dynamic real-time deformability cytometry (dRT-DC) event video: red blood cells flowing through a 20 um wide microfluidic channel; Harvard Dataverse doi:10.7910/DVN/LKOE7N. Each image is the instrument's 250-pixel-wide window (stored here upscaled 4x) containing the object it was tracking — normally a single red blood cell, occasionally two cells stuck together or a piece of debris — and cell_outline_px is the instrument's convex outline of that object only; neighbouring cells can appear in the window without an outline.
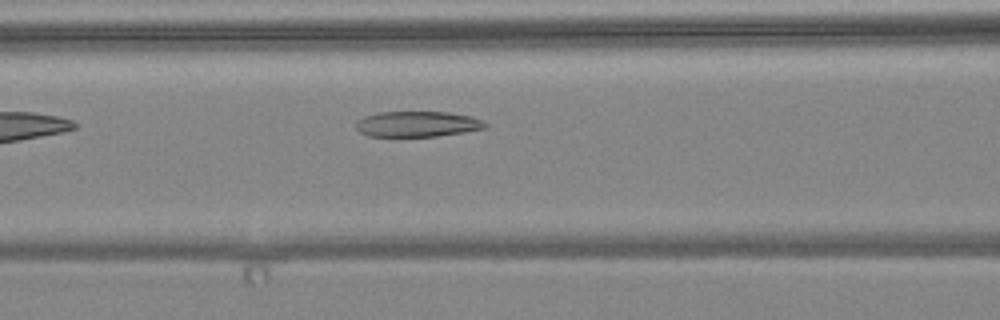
{"species": "common noctule bat (a hibernating species)", "species_latin": "Nyctalus noctula", "temperature_condition": "warm", "stored_images_in_passage": 5, "camera_frame_rate_fps": 3000, "um_per_image_px": 0.085, "animal": {"sex": "female", "body_mass_g": 24.6, "forearm_length_mm": 56.2}, "frame": {"image": 1, "passage_image": 5, "time_ms": 5.667, "image_size_px": [1000, 320], "cell_outline_px": [[488, 128], [464, 132], [436, 136], [368, 136], [360, 132], [356, 128], [356, 120], [364, 116], [380, 112], [448, 112], [472, 116], [488, 124]], "centroid_in_image_um": [35.48, 10.54], "position_along_channel_um": 131.1, "area_um2": 19.31}}